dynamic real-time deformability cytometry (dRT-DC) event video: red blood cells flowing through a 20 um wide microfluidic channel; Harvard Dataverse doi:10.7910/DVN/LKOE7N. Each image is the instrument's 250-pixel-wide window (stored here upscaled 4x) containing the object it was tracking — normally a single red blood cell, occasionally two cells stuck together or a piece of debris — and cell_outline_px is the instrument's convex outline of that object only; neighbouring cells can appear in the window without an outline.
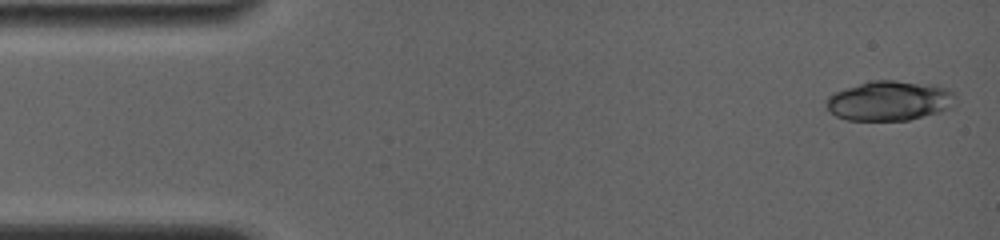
{"species": "common noctule bat (a hibernating species)", "species_latin": "Nyctalus noctula", "temperature_condition": "room temperature", "stored_images_in_passage": 6, "camera_frame_rate_fps": 4000, "um_per_image_px": 0.085, "animal": {"sex": "female", "body_mass_g": 19.0, "forearm_length_mm": 56.7}, "frame": {"image": 1, "passage_image": 1, "time_ms": 0.0, "image_size_px": [1000, 240], "cell_outline_px": [[956, 96], [952, 108], [908, 120], [848, 120], [836, 116], [824, 104], [828, 96], [832, 92], [872, 80], [896, 80], [936, 84], [948, 88]], "centroid_in_image_um": [75.61, 8.55], "position_along_channel_um": 9.4, "area_um2": 30.17}}
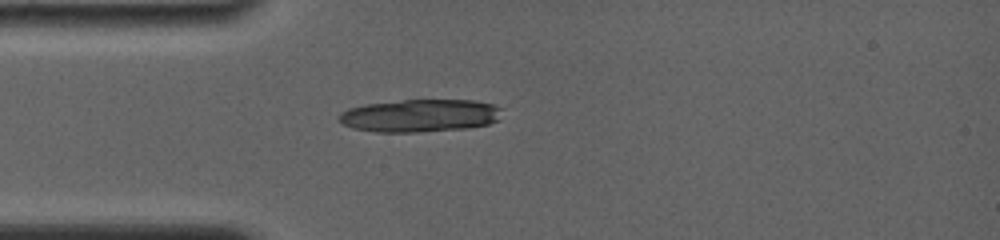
{"frame": {"image": 2, "passage_image": 6, "time_ms": 3.75, "image_size_px": [1000, 240], "cell_outline_px": [[504, 108], [500, 120], [488, 124], [468, 128], [416, 132], [376, 132], [352, 128], [336, 120], [336, 116], [340, 112], [348, 108], [364, 104], [404, 100], [476, 100], [492, 104]], "centroid_in_image_um": [35.7, 9.82], "position_along_channel_um": 49.3, "area_um2": 31.56}}